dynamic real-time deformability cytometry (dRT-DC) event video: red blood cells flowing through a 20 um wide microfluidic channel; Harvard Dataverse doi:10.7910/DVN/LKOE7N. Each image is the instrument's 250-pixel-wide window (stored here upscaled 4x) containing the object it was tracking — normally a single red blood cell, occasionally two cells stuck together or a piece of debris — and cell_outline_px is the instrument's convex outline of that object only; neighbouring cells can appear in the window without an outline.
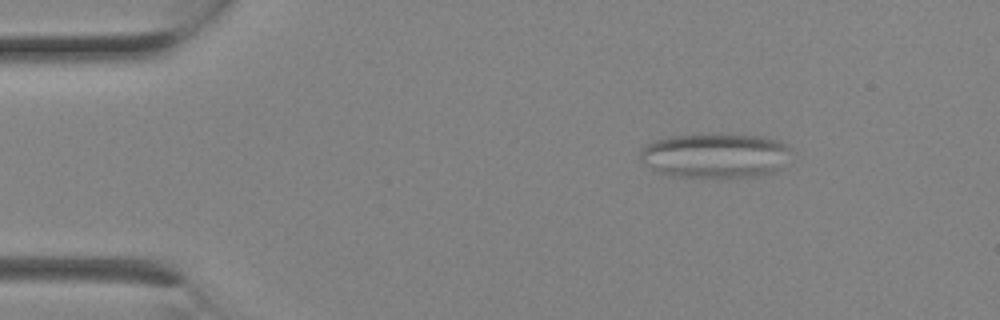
{"species": "Egyptian fruit bat (a non-hibernating species)", "species_latin": "Rousettus aegyptiacus", "temperature_condition": "room temperature", "stored_images_in_passage": 2, "camera_frame_rate_fps": 3000, "um_per_image_px": 0.085, "animal": {"sex": "female"}, "frame": {"image": 1, "passage_image": 1, "time_ms": 0.0, "image_size_px": [1000, 320], "cell_outline_px": [[792, 148], [780, 168], [772, 172], [756, 176], [672, 176], [660, 172], [652, 168], [640, 160], [640, 148], [656, 140], [672, 136], [716, 132], [720, 132], [764, 136], [780, 140], [788, 144]], "centroid_in_image_um": [60.82, 13.16], "position_along_channel_um": 24.2, "area_um2": 39.59}}